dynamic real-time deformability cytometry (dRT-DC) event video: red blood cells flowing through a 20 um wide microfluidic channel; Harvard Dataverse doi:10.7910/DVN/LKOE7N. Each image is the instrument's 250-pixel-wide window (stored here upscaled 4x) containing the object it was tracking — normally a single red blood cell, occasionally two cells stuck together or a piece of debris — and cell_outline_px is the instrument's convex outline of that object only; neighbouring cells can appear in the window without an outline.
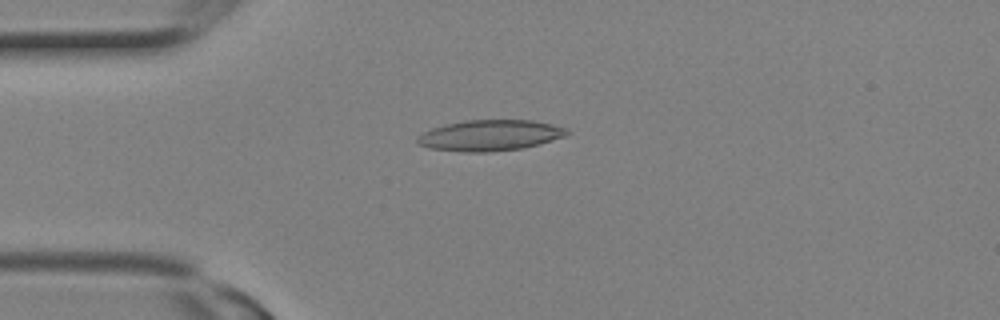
{"species": "Egyptian fruit bat (a non-hibernating species)", "species_latin": "Rousettus aegyptiacus", "temperature_condition": "room temperature", "stored_images_in_passage": 4, "camera_frame_rate_fps": 3000, "um_per_image_px": 0.085, "animal": {"sex": "female"}, "frame": {"image": 1, "passage_image": 1, "time_ms": 0.0, "image_size_px": [1000, 320], "cell_outline_px": [[572, 132], [564, 136], [540, 144], [520, 148], [488, 152], [464, 152], [428, 148], [416, 144], [416, 136], [432, 128], [464, 120], [532, 120], [552, 124], [568, 128]], "centroid_in_image_um": [41.64, 11.5], "position_along_channel_um": 43.4, "area_um2": 26.99}}
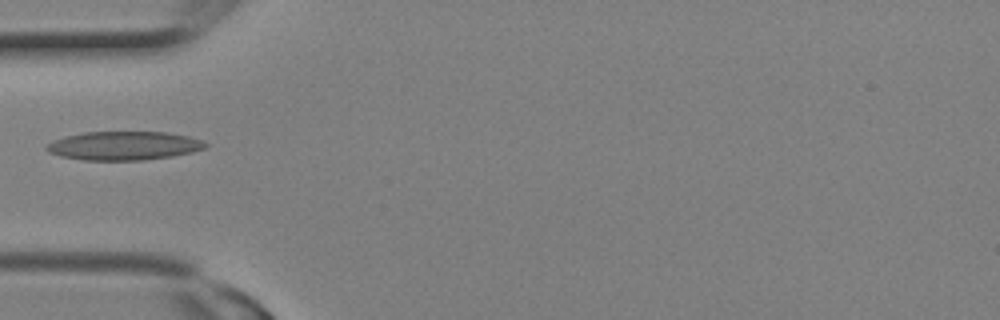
{"frame": {"image": 2, "passage_image": 3, "time_ms": 0.667, "image_size_px": [1000, 320], "cell_outline_px": [[208, 144], [204, 148], [192, 152], [172, 156], [144, 160], [84, 160], [60, 156], [48, 152], [44, 148], [48, 144], [64, 136], [84, 132], [168, 132], [188, 136], [204, 140]], "centroid_in_image_um": [10.54, 12.38], "position_along_channel_um": 74.5, "area_um2": 26.59}}